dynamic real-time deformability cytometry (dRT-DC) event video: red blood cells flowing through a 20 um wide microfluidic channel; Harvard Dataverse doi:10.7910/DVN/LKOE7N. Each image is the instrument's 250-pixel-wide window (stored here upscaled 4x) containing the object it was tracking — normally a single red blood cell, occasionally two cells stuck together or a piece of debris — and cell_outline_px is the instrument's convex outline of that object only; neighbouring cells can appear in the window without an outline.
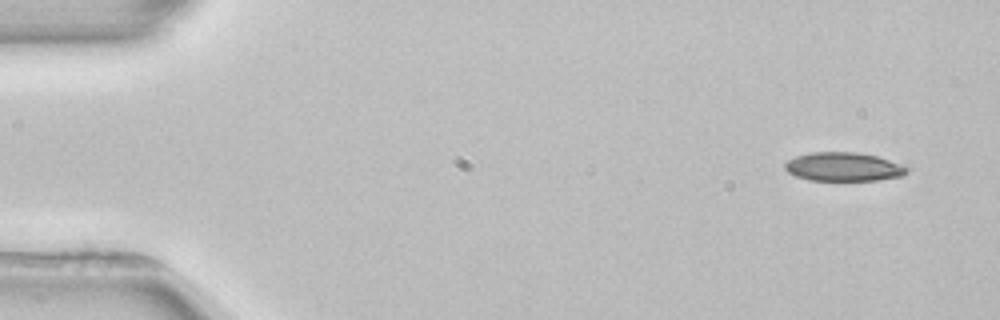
{"species": "common noctule bat (a hibernating species)", "species_latin": "Nyctalus noctula", "temperature_condition": "room temperature", "stored_images_in_passage": 5, "segment_of_instrument_passage": [1, 2], "camera_frame_rate_fps": 3000, "um_per_image_px": 0.085, "animal": {"sex": "female", "body_mass_g": 22.7, "forearm_length_mm": 54.2}, "frame": {"image": 1, "passage_image": 1, "time_ms": 0.0, "image_size_px": [1000, 320], "cell_outline_px": [[908, 172], [904, 176], [876, 180], [808, 180], [796, 176], [788, 172], [784, 168], [784, 164], [788, 160], [796, 156], [812, 152], [856, 152], [876, 156], [888, 160], [908, 168]], "centroid_in_image_um": [71.67, 14.18], "position_along_channel_um": 13.3, "area_um2": 20.29}}